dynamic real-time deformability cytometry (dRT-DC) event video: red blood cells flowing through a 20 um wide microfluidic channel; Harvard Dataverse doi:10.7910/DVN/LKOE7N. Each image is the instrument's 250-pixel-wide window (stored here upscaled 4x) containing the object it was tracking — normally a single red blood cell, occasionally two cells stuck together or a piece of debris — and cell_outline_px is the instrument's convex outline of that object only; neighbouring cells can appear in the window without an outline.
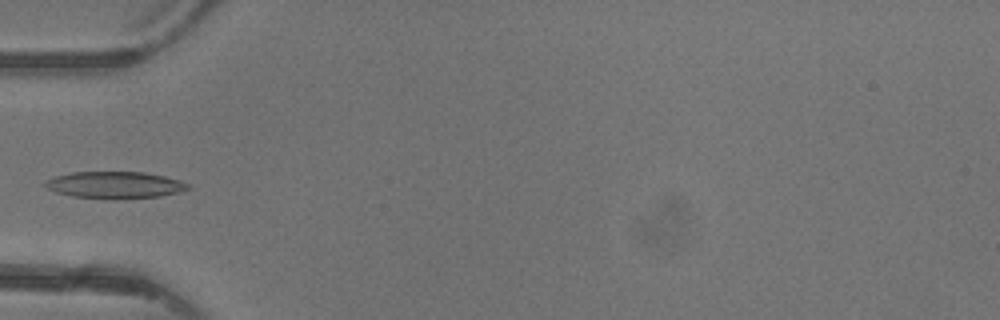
{"species": "common noctule bat (a hibernating species)", "species_latin": "Nyctalus noctula", "temperature_condition": "warm", "stored_images_in_passage": 5, "camera_frame_rate_fps": 3000, "um_per_image_px": 0.085, "animal": {"sex": "female"}, "frame": {"image": 1, "passage_image": 5, "time_ms": 5.333, "image_size_px": [1000, 320], "cell_outline_px": [[192, 188], [160, 196], [112, 200], [72, 196], [56, 192], [48, 188], [44, 184], [44, 180], [56, 176], [72, 172], [144, 172], [164, 176], [192, 184]], "centroid_in_image_um": [9.77, 15.73], "position_along_channel_um": 75.2, "area_um2": 22.48}}